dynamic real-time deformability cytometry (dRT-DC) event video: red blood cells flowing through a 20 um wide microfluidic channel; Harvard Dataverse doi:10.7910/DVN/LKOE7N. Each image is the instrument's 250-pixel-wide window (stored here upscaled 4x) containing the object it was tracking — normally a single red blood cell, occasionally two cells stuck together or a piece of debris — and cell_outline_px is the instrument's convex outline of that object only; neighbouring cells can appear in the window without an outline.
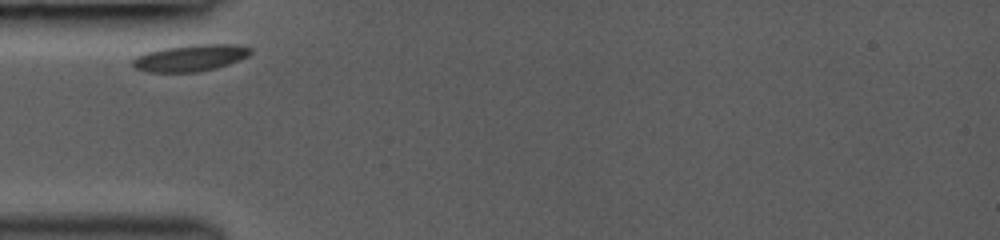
{"species": "common noctule bat (a hibernating species)", "species_latin": "Nyctalus noctula", "temperature_condition": "room temperature", "stored_images_in_passage": 4, "camera_frame_rate_fps": 3000, "um_per_image_px": 0.085, "animal": {"sex": "female", "body_mass_g": 19.0, "forearm_length_mm": 53.3}, "frame": {"image": 1, "passage_image": 1, "time_ms": 0.0, "image_size_px": [1000, 240], "cell_outline_px": [[252, 52], [248, 56], [240, 60], [216, 68], [200, 72], [148, 72], [136, 68], [132, 64], [132, 60], [136, 56], [148, 52], [164, 48], [192, 44], [232, 44], [252, 48]], "centroid_in_image_um": [16.2, 4.92], "position_along_channel_um": 68.8, "area_um2": 18.32}}
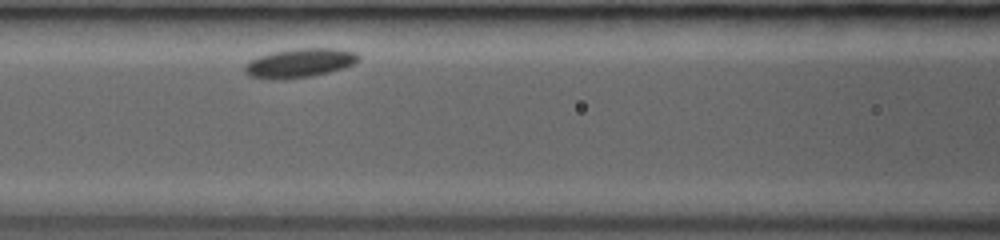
{"frame": {"image": 2, "passage_image": 3, "time_ms": 2.0, "image_size_px": [1000, 240], "cell_outline_px": [[360, 60], [344, 68], [312, 76], [284, 80], [272, 80], [252, 76], [244, 72], [244, 68], [248, 60], [272, 52], [296, 48], [340, 48], [356, 52], [360, 56]], "centroid_in_image_um": [25.49, 5.35], "position_along_channel_um": 141.1, "area_um2": 19.48}}
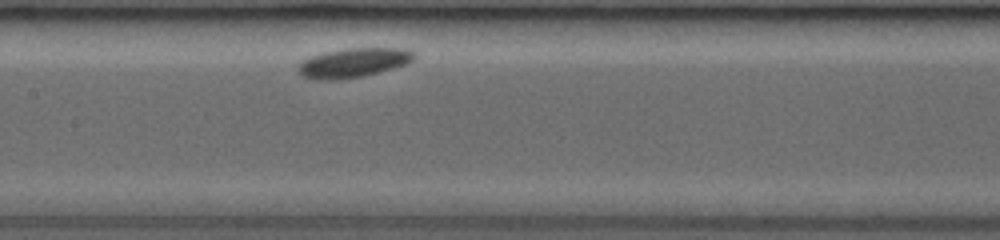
{"frame": {"image": 3, "passage_image": 4, "time_ms": 3.0, "image_size_px": [1000, 240], "cell_outline_px": [[416, 56], [408, 64], [364, 76], [336, 80], [320, 80], [304, 76], [296, 68], [304, 60], [312, 56], [324, 52], [344, 48], [404, 48], [416, 52]], "centroid_in_image_um": [30.09, 5.32], "position_along_channel_um": 177.3, "area_um2": 19.83}}